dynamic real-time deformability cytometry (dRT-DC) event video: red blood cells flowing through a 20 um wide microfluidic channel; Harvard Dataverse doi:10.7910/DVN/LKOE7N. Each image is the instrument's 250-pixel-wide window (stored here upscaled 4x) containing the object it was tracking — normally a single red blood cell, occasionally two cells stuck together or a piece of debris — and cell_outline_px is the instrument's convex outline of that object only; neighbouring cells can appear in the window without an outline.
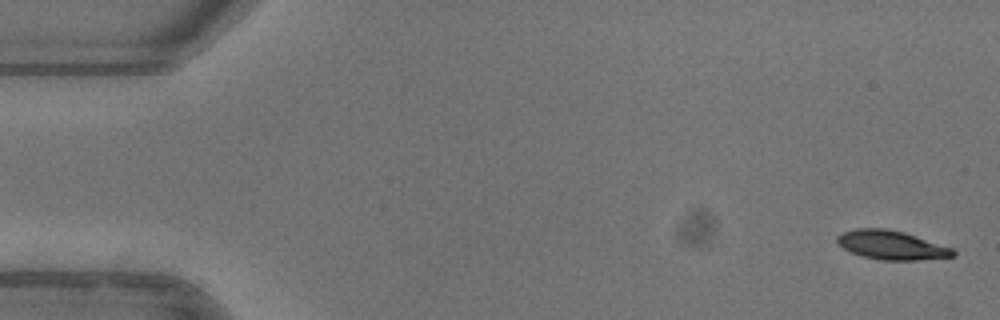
{"species": "common noctule bat (a hibernating species)", "species_latin": "Nyctalus noctula", "temperature_condition": "warm", "stored_images_in_passage": 11, "camera_frame_rate_fps": 3000, "um_per_image_px": 0.085, "animal": {"sex": "female"}, "frame": {"image": 1, "passage_image": 1, "time_ms": 0.0, "image_size_px": [1000, 320], "cell_outline_px": [[956, 256], [916, 260], [880, 260], [860, 256], [836, 244], [836, 236], [844, 232], [856, 228], [888, 228], [904, 232], [952, 248], [956, 252]], "centroid_in_image_um": [75.74, 20.83], "position_along_channel_um": 9.3, "area_um2": 19.59}}